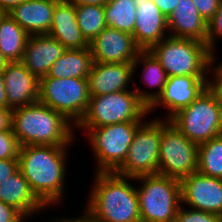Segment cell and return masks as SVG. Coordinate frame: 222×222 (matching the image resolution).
<instances>
[{"instance_id":"obj_26","label":"cell","mask_w":222,"mask_h":222,"mask_svg":"<svg viewBox=\"0 0 222 222\" xmlns=\"http://www.w3.org/2000/svg\"><path fill=\"white\" fill-rule=\"evenodd\" d=\"M136 7L134 0H109L104 6L107 27L133 35Z\"/></svg>"},{"instance_id":"obj_11","label":"cell","mask_w":222,"mask_h":222,"mask_svg":"<svg viewBox=\"0 0 222 222\" xmlns=\"http://www.w3.org/2000/svg\"><path fill=\"white\" fill-rule=\"evenodd\" d=\"M144 122L137 128L125 161L116 174L136 178L158 173L161 119Z\"/></svg>"},{"instance_id":"obj_32","label":"cell","mask_w":222,"mask_h":222,"mask_svg":"<svg viewBox=\"0 0 222 222\" xmlns=\"http://www.w3.org/2000/svg\"><path fill=\"white\" fill-rule=\"evenodd\" d=\"M215 53L211 54V64L209 67V70H213L214 72V78L213 80H209L207 81V88L214 94L217 103L222 107V74L216 69H210L211 66H213L215 63L214 60L215 59Z\"/></svg>"},{"instance_id":"obj_39","label":"cell","mask_w":222,"mask_h":222,"mask_svg":"<svg viewBox=\"0 0 222 222\" xmlns=\"http://www.w3.org/2000/svg\"><path fill=\"white\" fill-rule=\"evenodd\" d=\"M70 3L75 6H83V5H97V6H105L109 0H68Z\"/></svg>"},{"instance_id":"obj_21","label":"cell","mask_w":222,"mask_h":222,"mask_svg":"<svg viewBox=\"0 0 222 222\" xmlns=\"http://www.w3.org/2000/svg\"><path fill=\"white\" fill-rule=\"evenodd\" d=\"M60 0H26L8 14L29 34H48L55 5Z\"/></svg>"},{"instance_id":"obj_24","label":"cell","mask_w":222,"mask_h":222,"mask_svg":"<svg viewBox=\"0 0 222 222\" xmlns=\"http://www.w3.org/2000/svg\"><path fill=\"white\" fill-rule=\"evenodd\" d=\"M93 65L90 48L66 49L49 68L47 77L87 78Z\"/></svg>"},{"instance_id":"obj_2","label":"cell","mask_w":222,"mask_h":222,"mask_svg":"<svg viewBox=\"0 0 222 222\" xmlns=\"http://www.w3.org/2000/svg\"><path fill=\"white\" fill-rule=\"evenodd\" d=\"M115 172H96L87 210L93 222H141L136 186Z\"/></svg>"},{"instance_id":"obj_18","label":"cell","mask_w":222,"mask_h":222,"mask_svg":"<svg viewBox=\"0 0 222 222\" xmlns=\"http://www.w3.org/2000/svg\"><path fill=\"white\" fill-rule=\"evenodd\" d=\"M133 74V63H93L87 77L90 96L128 90Z\"/></svg>"},{"instance_id":"obj_44","label":"cell","mask_w":222,"mask_h":222,"mask_svg":"<svg viewBox=\"0 0 222 222\" xmlns=\"http://www.w3.org/2000/svg\"><path fill=\"white\" fill-rule=\"evenodd\" d=\"M216 66L214 65V67L222 74V62L220 63V65H216Z\"/></svg>"},{"instance_id":"obj_22","label":"cell","mask_w":222,"mask_h":222,"mask_svg":"<svg viewBox=\"0 0 222 222\" xmlns=\"http://www.w3.org/2000/svg\"><path fill=\"white\" fill-rule=\"evenodd\" d=\"M0 200L15 207L25 217L33 216L46 207L34 194L28 181L20 169L13 173L7 180L0 183Z\"/></svg>"},{"instance_id":"obj_1","label":"cell","mask_w":222,"mask_h":222,"mask_svg":"<svg viewBox=\"0 0 222 222\" xmlns=\"http://www.w3.org/2000/svg\"><path fill=\"white\" fill-rule=\"evenodd\" d=\"M67 146H21L18 156L19 169L32 191L45 205L57 204L65 192V160Z\"/></svg>"},{"instance_id":"obj_6","label":"cell","mask_w":222,"mask_h":222,"mask_svg":"<svg viewBox=\"0 0 222 222\" xmlns=\"http://www.w3.org/2000/svg\"><path fill=\"white\" fill-rule=\"evenodd\" d=\"M148 107L133 90L91 96L86 113L76 125L81 128H96L122 122H143Z\"/></svg>"},{"instance_id":"obj_3","label":"cell","mask_w":222,"mask_h":222,"mask_svg":"<svg viewBox=\"0 0 222 222\" xmlns=\"http://www.w3.org/2000/svg\"><path fill=\"white\" fill-rule=\"evenodd\" d=\"M71 125L65 116L39 101L12 109L11 129L20 146H69L74 139Z\"/></svg>"},{"instance_id":"obj_9","label":"cell","mask_w":222,"mask_h":222,"mask_svg":"<svg viewBox=\"0 0 222 222\" xmlns=\"http://www.w3.org/2000/svg\"><path fill=\"white\" fill-rule=\"evenodd\" d=\"M143 122H122L86 130L94 151L96 172H115L125 161L137 128ZM85 129V130H84Z\"/></svg>"},{"instance_id":"obj_5","label":"cell","mask_w":222,"mask_h":222,"mask_svg":"<svg viewBox=\"0 0 222 222\" xmlns=\"http://www.w3.org/2000/svg\"><path fill=\"white\" fill-rule=\"evenodd\" d=\"M134 180L143 183L136 189L141 222H175L181 205L180 180L159 174Z\"/></svg>"},{"instance_id":"obj_12","label":"cell","mask_w":222,"mask_h":222,"mask_svg":"<svg viewBox=\"0 0 222 222\" xmlns=\"http://www.w3.org/2000/svg\"><path fill=\"white\" fill-rule=\"evenodd\" d=\"M181 204L222 217V179L198 172L180 180Z\"/></svg>"},{"instance_id":"obj_36","label":"cell","mask_w":222,"mask_h":222,"mask_svg":"<svg viewBox=\"0 0 222 222\" xmlns=\"http://www.w3.org/2000/svg\"><path fill=\"white\" fill-rule=\"evenodd\" d=\"M163 15L168 19L174 9L177 7L179 0H152Z\"/></svg>"},{"instance_id":"obj_37","label":"cell","mask_w":222,"mask_h":222,"mask_svg":"<svg viewBox=\"0 0 222 222\" xmlns=\"http://www.w3.org/2000/svg\"><path fill=\"white\" fill-rule=\"evenodd\" d=\"M12 121V109L0 107V131L10 130Z\"/></svg>"},{"instance_id":"obj_34","label":"cell","mask_w":222,"mask_h":222,"mask_svg":"<svg viewBox=\"0 0 222 222\" xmlns=\"http://www.w3.org/2000/svg\"><path fill=\"white\" fill-rule=\"evenodd\" d=\"M25 216L15 207L0 200V222H25Z\"/></svg>"},{"instance_id":"obj_16","label":"cell","mask_w":222,"mask_h":222,"mask_svg":"<svg viewBox=\"0 0 222 222\" xmlns=\"http://www.w3.org/2000/svg\"><path fill=\"white\" fill-rule=\"evenodd\" d=\"M134 2L137 7L133 38L141 50H148L167 37L168 19L152 0Z\"/></svg>"},{"instance_id":"obj_10","label":"cell","mask_w":222,"mask_h":222,"mask_svg":"<svg viewBox=\"0 0 222 222\" xmlns=\"http://www.w3.org/2000/svg\"><path fill=\"white\" fill-rule=\"evenodd\" d=\"M197 169L198 145L187 139L169 120L161 119L157 174L181 180Z\"/></svg>"},{"instance_id":"obj_35","label":"cell","mask_w":222,"mask_h":222,"mask_svg":"<svg viewBox=\"0 0 222 222\" xmlns=\"http://www.w3.org/2000/svg\"><path fill=\"white\" fill-rule=\"evenodd\" d=\"M19 169L18 158L0 159V183H3Z\"/></svg>"},{"instance_id":"obj_33","label":"cell","mask_w":222,"mask_h":222,"mask_svg":"<svg viewBox=\"0 0 222 222\" xmlns=\"http://www.w3.org/2000/svg\"><path fill=\"white\" fill-rule=\"evenodd\" d=\"M200 16L208 23L216 14L220 0H193Z\"/></svg>"},{"instance_id":"obj_43","label":"cell","mask_w":222,"mask_h":222,"mask_svg":"<svg viewBox=\"0 0 222 222\" xmlns=\"http://www.w3.org/2000/svg\"><path fill=\"white\" fill-rule=\"evenodd\" d=\"M8 15V12L0 7V23L5 19V17Z\"/></svg>"},{"instance_id":"obj_27","label":"cell","mask_w":222,"mask_h":222,"mask_svg":"<svg viewBox=\"0 0 222 222\" xmlns=\"http://www.w3.org/2000/svg\"><path fill=\"white\" fill-rule=\"evenodd\" d=\"M197 172L222 179V135L198 145Z\"/></svg>"},{"instance_id":"obj_29","label":"cell","mask_w":222,"mask_h":222,"mask_svg":"<svg viewBox=\"0 0 222 222\" xmlns=\"http://www.w3.org/2000/svg\"><path fill=\"white\" fill-rule=\"evenodd\" d=\"M20 147L12 129L0 131V159L18 158Z\"/></svg>"},{"instance_id":"obj_7","label":"cell","mask_w":222,"mask_h":222,"mask_svg":"<svg viewBox=\"0 0 222 222\" xmlns=\"http://www.w3.org/2000/svg\"><path fill=\"white\" fill-rule=\"evenodd\" d=\"M169 121L197 145L222 135V107L207 87L190 105L179 110Z\"/></svg>"},{"instance_id":"obj_14","label":"cell","mask_w":222,"mask_h":222,"mask_svg":"<svg viewBox=\"0 0 222 222\" xmlns=\"http://www.w3.org/2000/svg\"><path fill=\"white\" fill-rule=\"evenodd\" d=\"M208 80L206 76H169L162 94L148 108V113L163 105L170 110L166 118L169 120L204 91Z\"/></svg>"},{"instance_id":"obj_31","label":"cell","mask_w":222,"mask_h":222,"mask_svg":"<svg viewBox=\"0 0 222 222\" xmlns=\"http://www.w3.org/2000/svg\"><path fill=\"white\" fill-rule=\"evenodd\" d=\"M216 36V37H215ZM222 38V0L219 2L215 16L208 22L207 47L214 52L215 38Z\"/></svg>"},{"instance_id":"obj_13","label":"cell","mask_w":222,"mask_h":222,"mask_svg":"<svg viewBox=\"0 0 222 222\" xmlns=\"http://www.w3.org/2000/svg\"><path fill=\"white\" fill-rule=\"evenodd\" d=\"M93 63H133L141 49L133 35L106 27L89 44Z\"/></svg>"},{"instance_id":"obj_19","label":"cell","mask_w":222,"mask_h":222,"mask_svg":"<svg viewBox=\"0 0 222 222\" xmlns=\"http://www.w3.org/2000/svg\"><path fill=\"white\" fill-rule=\"evenodd\" d=\"M48 35L58 40L66 49L89 47L78 26L76 6L68 0H60L55 5Z\"/></svg>"},{"instance_id":"obj_42","label":"cell","mask_w":222,"mask_h":222,"mask_svg":"<svg viewBox=\"0 0 222 222\" xmlns=\"http://www.w3.org/2000/svg\"><path fill=\"white\" fill-rule=\"evenodd\" d=\"M8 61L4 58V56L2 55V52L0 50V71H3L4 68L6 67Z\"/></svg>"},{"instance_id":"obj_4","label":"cell","mask_w":222,"mask_h":222,"mask_svg":"<svg viewBox=\"0 0 222 222\" xmlns=\"http://www.w3.org/2000/svg\"><path fill=\"white\" fill-rule=\"evenodd\" d=\"M148 51L169 76H205L211 64L206 43L195 39L167 36Z\"/></svg>"},{"instance_id":"obj_28","label":"cell","mask_w":222,"mask_h":222,"mask_svg":"<svg viewBox=\"0 0 222 222\" xmlns=\"http://www.w3.org/2000/svg\"><path fill=\"white\" fill-rule=\"evenodd\" d=\"M104 15V6H76L79 29L89 44L107 27Z\"/></svg>"},{"instance_id":"obj_23","label":"cell","mask_w":222,"mask_h":222,"mask_svg":"<svg viewBox=\"0 0 222 222\" xmlns=\"http://www.w3.org/2000/svg\"><path fill=\"white\" fill-rule=\"evenodd\" d=\"M143 61V62H142ZM139 62L143 63L144 66L143 76L145 85L150 87H157L156 92H145L140 91L139 87L134 88L137 93L138 98L149 108L153 102L162 94L165 84L168 79V75L165 72L162 65L155 59V57L148 50H141L133 62V73H135L136 67H138Z\"/></svg>"},{"instance_id":"obj_20","label":"cell","mask_w":222,"mask_h":222,"mask_svg":"<svg viewBox=\"0 0 222 222\" xmlns=\"http://www.w3.org/2000/svg\"><path fill=\"white\" fill-rule=\"evenodd\" d=\"M168 34L172 37L188 38L207 43L208 23L196 8L193 0H179L168 17Z\"/></svg>"},{"instance_id":"obj_30","label":"cell","mask_w":222,"mask_h":222,"mask_svg":"<svg viewBox=\"0 0 222 222\" xmlns=\"http://www.w3.org/2000/svg\"><path fill=\"white\" fill-rule=\"evenodd\" d=\"M175 222H222V217L216 214L179 207Z\"/></svg>"},{"instance_id":"obj_8","label":"cell","mask_w":222,"mask_h":222,"mask_svg":"<svg viewBox=\"0 0 222 222\" xmlns=\"http://www.w3.org/2000/svg\"><path fill=\"white\" fill-rule=\"evenodd\" d=\"M90 92L87 78L43 77L39 80V102L65 116L73 126L88 108Z\"/></svg>"},{"instance_id":"obj_40","label":"cell","mask_w":222,"mask_h":222,"mask_svg":"<svg viewBox=\"0 0 222 222\" xmlns=\"http://www.w3.org/2000/svg\"><path fill=\"white\" fill-rule=\"evenodd\" d=\"M85 212L83 213L84 215L80 218H62L58 220H54L51 222H93L90 216V213L87 209L84 210Z\"/></svg>"},{"instance_id":"obj_17","label":"cell","mask_w":222,"mask_h":222,"mask_svg":"<svg viewBox=\"0 0 222 222\" xmlns=\"http://www.w3.org/2000/svg\"><path fill=\"white\" fill-rule=\"evenodd\" d=\"M65 50L58 40L48 34L30 35L21 63L40 80Z\"/></svg>"},{"instance_id":"obj_25","label":"cell","mask_w":222,"mask_h":222,"mask_svg":"<svg viewBox=\"0 0 222 222\" xmlns=\"http://www.w3.org/2000/svg\"><path fill=\"white\" fill-rule=\"evenodd\" d=\"M29 36L9 14L0 23V50L8 62H21Z\"/></svg>"},{"instance_id":"obj_38","label":"cell","mask_w":222,"mask_h":222,"mask_svg":"<svg viewBox=\"0 0 222 222\" xmlns=\"http://www.w3.org/2000/svg\"><path fill=\"white\" fill-rule=\"evenodd\" d=\"M0 107L10 109L8 107L3 71H0Z\"/></svg>"},{"instance_id":"obj_15","label":"cell","mask_w":222,"mask_h":222,"mask_svg":"<svg viewBox=\"0 0 222 222\" xmlns=\"http://www.w3.org/2000/svg\"><path fill=\"white\" fill-rule=\"evenodd\" d=\"M3 75L10 109L38 102L39 80L21 62H8Z\"/></svg>"},{"instance_id":"obj_41","label":"cell","mask_w":222,"mask_h":222,"mask_svg":"<svg viewBox=\"0 0 222 222\" xmlns=\"http://www.w3.org/2000/svg\"><path fill=\"white\" fill-rule=\"evenodd\" d=\"M26 0H0V7L10 12L14 7L20 5Z\"/></svg>"}]
</instances>
